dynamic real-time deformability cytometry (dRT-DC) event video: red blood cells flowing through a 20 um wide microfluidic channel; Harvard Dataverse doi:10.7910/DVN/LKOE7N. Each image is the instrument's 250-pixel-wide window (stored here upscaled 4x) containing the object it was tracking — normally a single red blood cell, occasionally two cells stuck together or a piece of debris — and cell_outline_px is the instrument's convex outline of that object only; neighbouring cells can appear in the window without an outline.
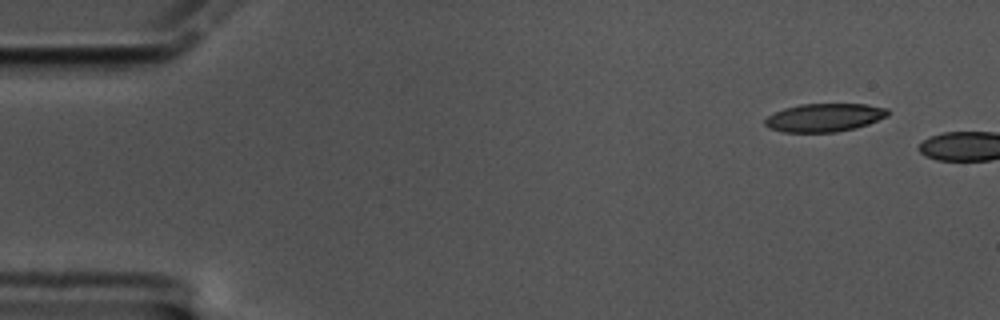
{"species": "common noctule bat (a hibernating species)", "species_latin": "Nyctalus noctula", "temperature_condition": "cold", "stored_images_in_passage": 4, "camera_frame_rate_fps": 3000, "um_per_image_px": 0.085, "animal": {"sex": "male", "body_mass_g": 17.5, "forearm_length_mm": 52.3}, "frame": {"image": 1, "passage_image": 1, "time_ms": 0.0, "image_size_px": [1000, 320], "cell_outline_px": [[888, 116], [868, 124], [856, 128], [836, 132], [784, 132], [768, 128], [764, 124], [764, 120], [768, 116], [784, 108], [800, 104], [864, 104], [888, 108]], "centroid_in_image_um": [70.07, 9.99], "position_along_channel_um": 14.9, "area_um2": 20.23}}